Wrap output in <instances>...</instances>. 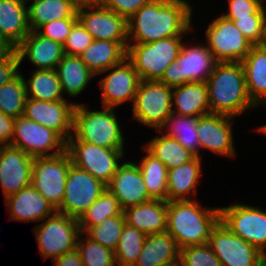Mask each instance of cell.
Returning <instances> with one entry per match:
<instances>
[{
  "label": "cell",
  "instance_id": "obj_1",
  "mask_svg": "<svg viewBox=\"0 0 266 266\" xmlns=\"http://www.w3.org/2000/svg\"><path fill=\"white\" fill-rule=\"evenodd\" d=\"M192 11L185 0L150 1L127 20L128 44H147L186 35L191 30Z\"/></svg>",
  "mask_w": 266,
  "mask_h": 266
},
{
  "label": "cell",
  "instance_id": "obj_2",
  "mask_svg": "<svg viewBox=\"0 0 266 266\" xmlns=\"http://www.w3.org/2000/svg\"><path fill=\"white\" fill-rule=\"evenodd\" d=\"M205 83L211 113L237 117L256 107L248 95L241 62H217Z\"/></svg>",
  "mask_w": 266,
  "mask_h": 266
},
{
  "label": "cell",
  "instance_id": "obj_3",
  "mask_svg": "<svg viewBox=\"0 0 266 266\" xmlns=\"http://www.w3.org/2000/svg\"><path fill=\"white\" fill-rule=\"evenodd\" d=\"M196 200L167 202L168 232L182 249L208 242L211 230L220 220V207L202 208Z\"/></svg>",
  "mask_w": 266,
  "mask_h": 266
},
{
  "label": "cell",
  "instance_id": "obj_4",
  "mask_svg": "<svg viewBox=\"0 0 266 266\" xmlns=\"http://www.w3.org/2000/svg\"><path fill=\"white\" fill-rule=\"evenodd\" d=\"M76 103L73 135L80 141L110 149H124V135L116 118L115 108L91 111Z\"/></svg>",
  "mask_w": 266,
  "mask_h": 266
},
{
  "label": "cell",
  "instance_id": "obj_5",
  "mask_svg": "<svg viewBox=\"0 0 266 266\" xmlns=\"http://www.w3.org/2000/svg\"><path fill=\"white\" fill-rule=\"evenodd\" d=\"M182 39L183 36H174L147 44H128L126 58L141 80L159 81L166 68L177 60Z\"/></svg>",
  "mask_w": 266,
  "mask_h": 266
},
{
  "label": "cell",
  "instance_id": "obj_6",
  "mask_svg": "<svg viewBox=\"0 0 266 266\" xmlns=\"http://www.w3.org/2000/svg\"><path fill=\"white\" fill-rule=\"evenodd\" d=\"M66 151L72 164L87 171L106 186L117 172L124 149H110L78 140L73 134L68 138Z\"/></svg>",
  "mask_w": 266,
  "mask_h": 266
},
{
  "label": "cell",
  "instance_id": "obj_7",
  "mask_svg": "<svg viewBox=\"0 0 266 266\" xmlns=\"http://www.w3.org/2000/svg\"><path fill=\"white\" fill-rule=\"evenodd\" d=\"M173 88L159 81L141 80L134 102L132 116L139 123L160 131L172 112Z\"/></svg>",
  "mask_w": 266,
  "mask_h": 266
},
{
  "label": "cell",
  "instance_id": "obj_8",
  "mask_svg": "<svg viewBox=\"0 0 266 266\" xmlns=\"http://www.w3.org/2000/svg\"><path fill=\"white\" fill-rule=\"evenodd\" d=\"M34 235L41 256L52 260L76 249L81 233L76 218L55 212L53 215L34 228Z\"/></svg>",
  "mask_w": 266,
  "mask_h": 266
},
{
  "label": "cell",
  "instance_id": "obj_9",
  "mask_svg": "<svg viewBox=\"0 0 266 266\" xmlns=\"http://www.w3.org/2000/svg\"><path fill=\"white\" fill-rule=\"evenodd\" d=\"M216 63L206 45L183 43L177 60L166 68L159 82L171 88L191 82H206Z\"/></svg>",
  "mask_w": 266,
  "mask_h": 266
},
{
  "label": "cell",
  "instance_id": "obj_10",
  "mask_svg": "<svg viewBox=\"0 0 266 266\" xmlns=\"http://www.w3.org/2000/svg\"><path fill=\"white\" fill-rule=\"evenodd\" d=\"M71 157L67 151L51 157H36L32 163V186L57 211L65 194Z\"/></svg>",
  "mask_w": 266,
  "mask_h": 266
},
{
  "label": "cell",
  "instance_id": "obj_11",
  "mask_svg": "<svg viewBox=\"0 0 266 266\" xmlns=\"http://www.w3.org/2000/svg\"><path fill=\"white\" fill-rule=\"evenodd\" d=\"M67 141L56 131L20 116L14 122L10 146L23 150L33 158L51 157L66 151ZM57 148L54 152L53 149Z\"/></svg>",
  "mask_w": 266,
  "mask_h": 266
},
{
  "label": "cell",
  "instance_id": "obj_12",
  "mask_svg": "<svg viewBox=\"0 0 266 266\" xmlns=\"http://www.w3.org/2000/svg\"><path fill=\"white\" fill-rule=\"evenodd\" d=\"M207 244L222 266H265L266 256L232 233L220 220L213 227Z\"/></svg>",
  "mask_w": 266,
  "mask_h": 266
},
{
  "label": "cell",
  "instance_id": "obj_13",
  "mask_svg": "<svg viewBox=\"0 0 266 266\" xmlns=\"http://www.w3.org/2000/svg\"><path fill=\"white\" fill-rule=\"evenodd\" d=\"M220 221L266 256V211L248 204L220 207Z\"/></svg>",
  "mask_w": 266,
  "mask_h": 266
},
{
  "label": "cell",
  "instance_id": "obj_14",
  "mask_svg": "<svg viewBox=\"0 0 266 266\" xmlns=\"http://www.w3.org/2000/svg\"><path fill=\"white\" fill-rule=\"evenodd\" d=\"M105 189V184L72 164L66 177L64 198L57 212L79 220Z\"/></svg>",
  "mask_w": 266,
  "mask_h": 266
},
{
  "label": "cell",
  "instance_id": "obj_15",
  "mask_svg": "<svg viewBox=\"0 0 266 266\" xmlns=\"http://www.w3.org/2000/svg\"><path fill=\"white\" fill-rule=\"evenodd\" d=\"M205 32V44L217 62H241L252 47L234 22L222 15Z\"/></svg>",
  "mask_w": 266,
  "mask_h": 266
},
{
  "label": "cell",
  "instance_id": "obj_16",
  "mask_svg": "<svg viewBox=\"0 0 266 266\" xmlns=\"http://www.w3.org/2000/svg\"><path fill=\"white\" fill-rule=\"evenodd\" d=\"M77 19L93 39L121 42L128 47L127 19L107 9L100 1L79 6Z\"/></svg>",
  "mask_w": 266,
  "mask_h": 266
},
{
  "label": "cell",
  "instance_id": "obj_17",
  "mask_svg": "<svg viewBox=\"0 0 266 266\" xmlns=\"http://www.w3.org/2000/svg\"><path fill=\"white\" fill-rule=\"evenodd\" d=\"M107 76L100 80L103 107L117 108L125 101L134 102L138 85L141 81L133 64L125 58L121 63L110 67Z\"/></svg>",
  "mask_w": 266,
  "mask_h": 266
},
{
  "label": "cell",
  "instance_id": "obj_18",
  "mask_svg": "<svg viewBox=\"0 0 266 266\" xmlns=\"http://www.w3.org/2000/svg\"><path fill=\"white\" fill-rule=\"evenodd\" d=\"M75 106L76 103L66 100L40 101L27 98L23 116L53 129L67 141L73 134Z\"/></svg>",
  "mask_w": 266,
  "mask_h": 266
},
{
  "label": "cell",
  "instance_id": "obj_19",
  "mask_svg": "<svg viewBox=\"0 0 266 266\" xmlns=\"http://www.w3.org/2000/svg\"><path fill=\"white\" fill-rule=\"evenodd\" d=\"M232 118L235 117L215 113L199 117L197 133L200 148L235 158Z\"/></svg>",
  "mask_w": 266,
  "mask_h": 266
},
{
  "label": "cell",
  "instance_id": "obj_20",
  "mask_svg": "<svg viewBox=\"0 0 266 266\" xmlns=\"http://www.w3.org/2000/svg\"><path fill=\"white\" fill-rule=\"evenodd\" d=\"M34 158L23 150L10 145L3 146L0 154V185L4 198L31 185Z\"/></svg>",
  "mask_w": 266,
  "mask_h": 266
},
{
  "label": "cell",
  "instance_id": "obj_21",
  "mask_svg": "<svg viewBox=\"0 0 266 266\" xmlns=\"http://www.w3.org/2000/svg\"><path fill=\"white\" fill-rule=\"evenodd\" d=\"M106 188L115 195L123 210L129 206L152 200L147 192L140 168L135 162L126 161L121 164Z\"/></svg>",
  "mask_w": 266,
  "mask_h": 266
},
{
  "label": "cell",
  "instance_id": "obj_22",
  "mask_svg": "<svg viewBox=\"0 0 266 266\" xmlns=\"http://www.w3.org/2000/svg\"><path fill=\"white\" fill-rule=\"evenodd\" d=\"M20 64L26 57L36 66V70H55L62 60L63 45L40 35L37 31H31L16 47Z\"/></svg>",
  "mask_w": 266,
  "mask_h": 266
},
{
  "label": "cell",
  "instance_id": "obj_23",
  "mask_svg": "<svg viewBox=\"0 0 266 266\" xmlns=\"http://www.w3.org/2000/svg\"><path fill=\"white\" fill-rule=\"evenodd\" d=\"M5 202L9 208L7 212L10 219L19 222L43 221L56 212L32 184L8 196Z\"/></svg>",
  "mask_w": 266,
  "mask_h": 266
},
{
  "label": "cell",
  "instance_id": "obj_24",
  "mask_svg": "<svg viewBox=\"0 0 266 266\" xmlns=\"http://www.w3.org/2000/svg\"><path fill=\"white\" fill-rule=\"evenodd\" d=\"M128 225L147 234L163 233L167 228V201L152 199L123 210Z\"/></svg>",
  "mask_w": 266,
  "mask_h": 266
},
{
  "label": "cell",
  "instance_id": "obj_25",
  "mask_svg": "<svg viewBox=\"0 0 266 266\" xmlns=\"http://www.w3.org/2000/svg\"><path fill=\"white\" fill-rule=\"evenodd\" d=\"M246 88L251 101L258 107L266 104V43L252 45L241 61Z\"/></svg>",
  "mask_w": 266,
  "mask_h": 266
},
{
  "label": "cell",
  "instance_id": "obj_26",
  "mask_svg": "<svg viewBox=\"0 0 266 266\" xmlns=\"http://www.w3.org/2000/svg\"><path fill=\"white\" fill-rule=\"evenodd\" d=\"M172 112L181 116L201 117L211 113L205 82H191L174 87ZM177 110V111H176Z\"/></svg>",
  "mask_w": 266,
  "mask_h": 266
},
{
  "label": "cell",
  "instance_id": "obj_27",
  "mask_svg": "<svg viewBox=\"0 0 266 266\" xmlns=\"http://www.w3.org/2000/svg\"><path fill=\"white\" fill-rule=\"evenodd\" d=\"M127 56V48L121 42L93 40L80 55V59L94 74H102L121 63Z\"/></svg>",
  "mask_w": 266,
  "mask_h": 266
},
{
  "label": "cell",
  "instance_id": "obj_28",
  "mask_svg": "<svg viewBox=\"0 0 266 266\" xmlns=\"http://www.w3.org/2000/svg\"><path fill=\"white\" fill-rule=\"evenodd\" d=\"M201 161V157L196 156L193 160L168 170L167 202L194 200L186 195L194 196L196 194V186L202 171Z\"/></svg>",
  "mask_w": 266,
  "mask_h": 266
},
{
  "label": "cell",
  "instance_id": "obj_29",
  "mask_svg": "<svg viewBox=\"0 0 266 266\" xmlns=\"http://www.w3.org/2000/svg\"><path fill=\"white\" fill-rule=\"evenodd\" d=\"M27 5L19 0H0V32L15 47L31 32Z\"/></svg>",
  "mask_w": 266,
  "mask_h": 266
},
{
  "label": "cell",
  "instance_id": "obj_30",
  "mask_svg": "<svg viewBox=\"0 0 266 266\" xmlns=\"http://www.w3.org/2000/svg\"><path fill=\"white\" fill-rule=\"evenodd\" d=\"M180 259V248L168 233L147 234L134 266H161Z\"/></svg>",
  "mask_w": 266,
  "mask_h": 266
},
{
  "label": "cell",
  "instance_id": "obj_31",
  "mask_svg": "<svg viewBox=\"0 0 266 266\" xmlns=\"http://www.w3.org/2000/svg\"><path fill=\"white\" fill-rule=\"evenodd\" d=\"M78 5L72 0H32L28 6V24L31 31L54 20L77 17Z\"/></svg>",
  "mask_w": 266,
  "mask_h": 266
},
{
  "label": "cell",
  "instance_id": "obj_32",
  "mask_svg": "<svg viewBox=\"0 0 266 266\" xmlns=\"http://www.w3.org/2000/svg\"><path fill=\"white\" fill-rule=\"evenodd\" d=\"M56 72L64 93L75 97L86 89L90 80L96 76L79 56L64 55L57 64Z\"/></svg>",
  "mask_w": 266,
  "mask_h": 266
},
{
  "label": "cell",
  "instance_id": "obj_33",
  "mask_svg": "<svg viewBox=\"0 0 266 266\" xmlns=\"http://www.w3.org/2000/svg\"><path fill=\"white\" fill-rule=\"evenodd\" d=\"M159 159L168 170L193 160L196 155L185 149L176 139L165 135L154 137L143 146Z\"/></svg>",
  "mask_w": 266,
  "mask_h": 266
},
{
  "label": "cell",
  "instance_id": "obj_34",
  "mask_svg": "<svg viewBox=\"0 0 266 266\" xmlns=\"http://www.w3.org/2000/svg\"><path fill=\"white\" fill-rule=\"evenodd\" d=\"M143 149L147 154L137 165L140 168L147 192L152 199L167 201L168 169L145 147Z\"/></svg>",
  "mask_w": 266,
  "mask_h": 266
},
{
  "label": "cell",
  "instance_id": "obj_35",
  "mask_svg": "<svg viewBox=\"0 0 266 266\" xmlns=\"http://www.w3.org/2000/svg\"><path fill=\"white\" fill-rule=\"evenodd\" d=\"M27 81L24 78L27 98L40 101L65 100L56 70L35 69Z\"/></svg>",
  "mask_w": 266,
  "mask_h": 266
},
{
  "label": "cell",
  "instance_id": "obj_36",
  "mask_svg": "<svg viewBox=\"0 0 266 266\" xmlns=\"http://www.w3.org/2000/svg\"><path fill=\"white\" fill-rule=\"evenodd\" d=\"M198 118L199 117L181 116L172 113L167 118L160 132H163L165 127H168L167 132H165L167 134L165 135L176 139L185 149L190 150L196 156L200 157V144L197 133Z\"/></svg>",
  "mask_w": 266,
  "mask_h": 266
},
{
  "label": "cell",
  "instance_id": "obj_37",
  "mask_svg": "<svg viewBox=\"0 0 266 266\" xmlns=\"http://www.w3.org/2000/svg\"><path fill=\"white\" fill-rule=\"evenodd\" d=\"M122 212L123 209L117 198L106 188L78 220L80 231L85 234L91 227L99 225L106 218L120 215Z\"/></svg>",
  "mask_w": 266,
  "mask_h": 266
},
{
  "label": "cell",
  "instance_id": "obj_38",
  "mask_svg": "<svg viewBox=\"0 0 266 266\" xmlns=\"http://www.w3.org/2000/svg\"><path fill=\"white\" fill-rule=\"evenodd\" d=\"M26 99L24 77L21 73L0 87V111L6 116L14 119L23 116Z\"/></svg>",
  "mask_w": 266,
  "mask_h": 266
},
{
  "label": "cell",
  "instance_id": "obj_39",
  "mask_svg": "<svg viewBox=\"0 0 266 266\" xmlns=\"http://www.w3.org/2000/svg\"><path fill=\"white\" fill-rule=\"evenodd\" d=\"M146 234L125 223L115 252L117 266H134L142 251Z\"/></svg>",
  "mask_w": 266,
  "mask_h": 266
},
{
  "label": "cell",
  "instance_id": "obj_40",
  "mask_svg": "<svg viewBox=\"0 0 266 266\" xmlns=\"http://www.w3.org/2000/svg\"><path fill=\"white\" fill-rule=\"evenodd\" d=\"M80 233L76 249L79 251L84 266H117L115 252ZM84 239H82V238Z\"/></svg>",
  "mask_w": 266,
  "mask_h": 266
},
{
  "label": "cell",
  "instance_id": "obj_41",
  "mask_svg": "<svg viewBox=\"0 0 266 266\" xmlns=\"http://www.w3.org/2000/svg\"><path fill=\"white\" fill-rule=\"evenodd\" d=\"M125 223L122 212L120 215L106 218L99 225L91 227L85 234L93 241L115 251Z\"/></svg>",
  "mask_w": 266,
  "mask_h": 266
},
{
  "label": "cell",
  "instance_id": "obj_42",
  "mask_svg": "<svg viewBox=\"0 0 266 266\" xmlns=\"http://www.w3.org/2000/svg\"><path fill=\"white\" fill-rule=\"evenodd\" d=\"M265 4L249 17L234 20L235 26L252 45L266 43V10Z\"/></svg>",
  "mask_w": 266,
  "mask_h": 266
},
{
  "label": "cell",
  "instance_id": "obj_43",
  "mask_svg": "<svg viewBox=\"0 0 266 266\" xmlns=\"http://www.w3.org/2000/svg\"><path fill=\"white\" fill-rule=\"evenodd\" d=\"M180 260L183 266H222L207 243L180 249Z\"/></svg>",
  "mask_w": 266,
  "mask_h": 266
},
{
  "label": "cell",
  "instance_id": "obj_44",
  "mask_svg": "<svg viewBox=\"0 0 266 266\" xmlns=\"http://www.w3.org/2000/svg\"><path fill=\"white\" fill-rule=\"evenodd\" d=\"M93 40L92 35L77 21L63 44L64 53L79 56Z\"/></svg>",
  "mask_w": 266,
  "mask_h": 266
},
{
  "label": "cell",
  "instance_id": "obj_45",
  "mask_svg": "<svg viewBox=\"0 0 266 266\" xmlns=\"http://www.w3.org/2000/svg\"><path fill=\"white\" fill-rule=\"evenodd\" d=\"M77 21V17L54 20L41 25L36 31L40 35L63 45Z\"/></svg>",
  "mask_w": 266,
  "mask_h": 266
},
{
  "label": "cell",
  "instance_id": "obj_46",
  "mask_svg": "<svg viewBox=\"0 0 266 266\" xmlns=\"http://www.w3.org/2000/svg\"><path fill=\"white\" fill-rule=\"evenodd\" d=\"M228 13L223 14L225 18L234 21L239 18L249 17L255 14L264 4V0H227Z\"/></svg>",
  "mask_w": 266,
  "mask_h": 266
},
{
  "label": "cell",
  "instance_id": "obj_47",
  "mask_svg": "<svg viewBox=\"0 0 266 266\" xmlns=\"http://www.w3.org/2000/svg\"><path fill=\"white\" fill-rule=\"evenodd\" d=\"M152 0H101L100 2L109 10L125 17L127 20L142 6Z\"/></svg>",
  "mask_w": 266,
  "mask_h": 266
},
{
  "label": "cell",
  "instance_id": "obj_48",
  "mask_svg": "<svg viewBox=\"0 0 266 266\" xmlns=\"http://www.w3.org/2000/svg\"><path fill=\"white\" fill-rule=\"evenodd\" d=\"M19 65L20 60L17 52L0 58V87L20 73Z\"/></svg>",
  "mask_w": 266,
  "mask_h": 266
},
{
  "label": "cell",
  "instance_id": "obj_49",
  "mask_svg": "<svg viewBox=\"0 0 266 266\" xmlns=\"http://www.w3.org/2000/svg\"><path fill=\"white\" fill-rule=\"evenodd\" d=\"M15 119L6 116L0 111V143L4 146L11 145L14 134Z\"/></svg>",
  "mask_w": 266,
  "mask_h": 266
},
{
  "label": "cell",
  "instance_id": "obj_50",
  "mask_svg": "<svg viewBox=\"0 0 266 266\" xmlns=\"http://www.w3.org/2000/svg\"><path fill=\"white\" fill-rule=\"evenodd\" d=\"M54 266H84L80 253L77 249L67 252L53 259Z\"/></svg>",
  "mask_w": 266,
  "mask_h": 266
},
{
  "label": "cell",
  "instance_id": "obj_51",
  "mask_svg": "<svg viewBox=\"0 0 266 266\" xmlns=\"http://www.w3.org/2000/svg\"><path fill=\"white\" fill-rule=\"evenodd\" d=\"M15 52L16 47L0 32V58Z\"/></svg>",
  "mask_w": 266,
  "mask_h": 266
},
{
  "label": "cell",
  "instance_id": "obj_52",
  "mask_svg": "<svg viewBox=\"0 0 266 266\" xmlns=\"http://www.w3.org/2000/svg\"><path fill=\"white\" fill-rule=\"evenodd\" d=\"M161 266H183L182 262L180 259L178 260H175L171 263H168V264H164V265H161Z\"/></svg>",
  "mask_w": 266,
  "mask_h": 266
},
{
  "label": "cell",
  "instance_id": "obj_53",
  "mask_svg": "<svg viewBox=\"0 0 266 266\" xmlns=\"http://www.w3.org/2000/svg\"><path fill=\"white\" fill-rule=\"evenodd\" d=\"M75 4H77L78 6H83L87 3L92 2L91 0H72Z\"/></svg>",
  "mask_w": 266,
  "mask_h": 266
},
{
  "label": "cell",
  "instance_id": "obj_54",
  "mask_svg": "<svg viewBox=\"0 0 266 266\" xmlns=\"http://www.w3.org/2000/svg\"><path fill=\"white\" fill-rule=\"evenodd\" d=\"M257 131L266 134V124L263 125L262 127L257 128Z\"/></svg>",
  "mask_w": 266,
  "mask_h": 266
},
{
  "label": "cell",
  "instance_id": "obj_55",
  "mask_svg": "<svg viewBox=\"0 0 266 266\" xmlns=\"http://www.w3.org/2000/svg\"><path fill=\"white\" fill-rule=\"evenodd\" d=\"M3 146H4V145L0 143V154H1V152H2V148H3Z\"/></svg>",
  "mask_w": 266,
  "mask_h": 266
},
{
  "label": "cell",
  "instance_id": "obj_56",
  "mask_svg": "<svg viewBox=\"0 0 266 266\" xmlns=\"http://www.w3.org/2000/svg\"><path fill=\"white\" fill-rule=\"evenodd\" d=\"M19 1L25 2L26 4H28L29 2V0H19Z\"/></svg>",
  "mask_w": 266,
  "mask_h": 266
}]
</instances>
